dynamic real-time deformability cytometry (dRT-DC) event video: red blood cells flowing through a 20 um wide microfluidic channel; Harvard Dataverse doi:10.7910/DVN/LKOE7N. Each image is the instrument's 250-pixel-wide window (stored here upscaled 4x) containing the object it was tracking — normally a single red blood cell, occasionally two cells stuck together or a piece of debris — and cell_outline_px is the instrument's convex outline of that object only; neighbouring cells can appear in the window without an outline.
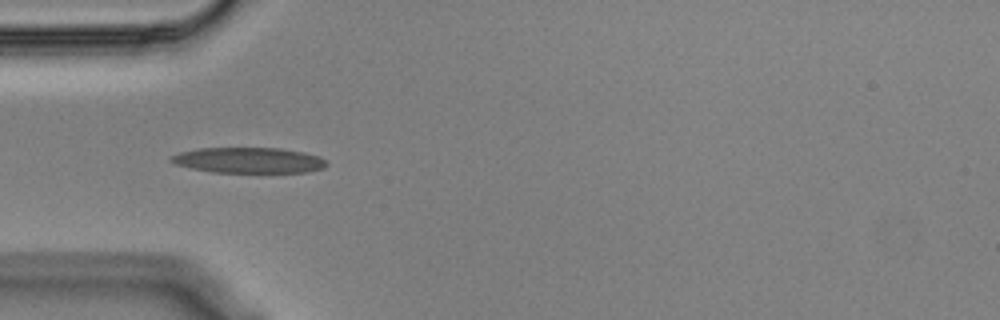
{"species": "Egyptian fruit bat (a non-hibernating species)", "species_latin": "Rousettus aegyptiacus", "temperature_condition": "cold", "stored_images_in_passage": 9, "camera_frame_rate_fps": 3000, "um_per_image_px": 0.085, "animal": {"sex": "male"}, "frame": {"image": 1, "passage_image": 6, "time_ms": 1.667, "image_size_px": [1000, 320], "cell_outline_px": [[328, 164], [324, 168], [308, 172], [212, 172], [192, 168], [176, 164], [168, 160], [172, 156], [180, 152], [200, 148], [280, 148], [304, 152], [320, 156]], "centroid_in_image_um": [21.17, 13.62], "position_along_channel_um": 63.8, "area_um2": 23.12}}